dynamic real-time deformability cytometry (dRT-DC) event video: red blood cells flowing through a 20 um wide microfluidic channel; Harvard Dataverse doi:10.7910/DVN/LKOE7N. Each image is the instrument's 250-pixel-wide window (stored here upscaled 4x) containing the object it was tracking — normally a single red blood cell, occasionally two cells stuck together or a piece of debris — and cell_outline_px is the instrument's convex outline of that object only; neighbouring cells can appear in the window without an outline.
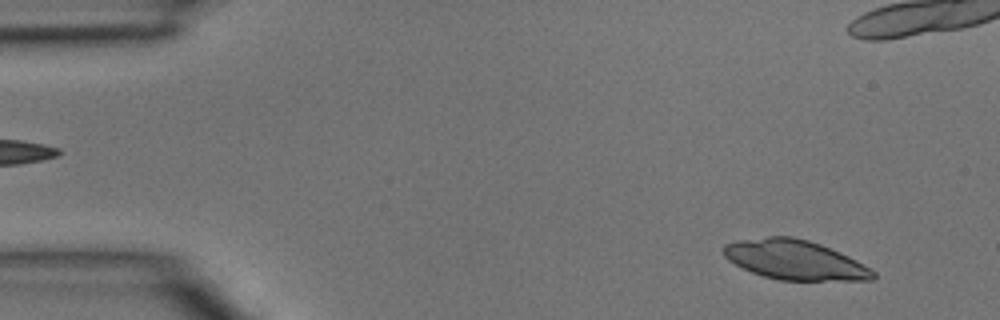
{"species": "common noctule bat (a hibernating species)", "species_latin": "Nyctalus noctula", "temperature_condition": "room temperature", "stored_images_in_passage": 13, "camera_frame_rate_fps": 3000, "um_per_image_px": 0.085, "animal": {"sex": "male", "body_mass_g": 15.6}, "frame": {"image": 1, "passage_image": 3, "time_ms": 0.667, "image_size_px": [1000, 320], "cell_outline_px": [[876, 276], [872, 280], [780, 280], [764, 276], [752, 272], [728, 260], [724, 256], [724, 244], [736, 240], [768, 236], [792, 236], [808, 240], [820, 244], [840, 252], [864, 264], [876, 272]], "centroid_in_image_um": [67.56, 22.08], "position_along_channel_um": 17.4, "area_um2": 34.39}}